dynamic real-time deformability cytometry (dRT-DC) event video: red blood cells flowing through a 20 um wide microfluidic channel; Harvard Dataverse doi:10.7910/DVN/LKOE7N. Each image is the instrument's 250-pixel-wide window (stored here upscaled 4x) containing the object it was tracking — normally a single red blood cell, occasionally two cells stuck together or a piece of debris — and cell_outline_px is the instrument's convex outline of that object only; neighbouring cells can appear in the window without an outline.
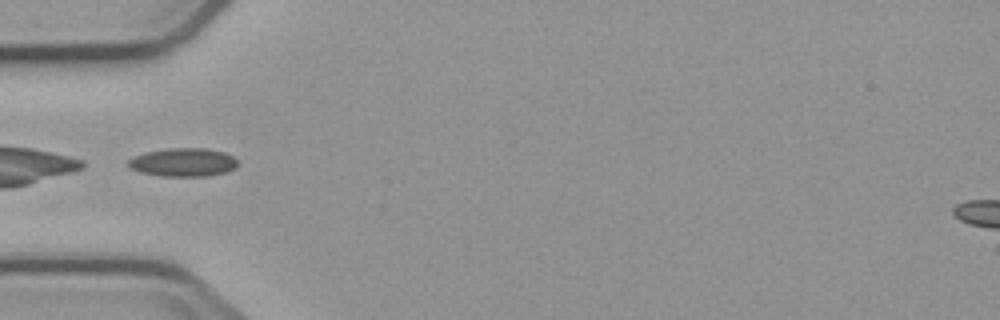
{"species": "common noctule bat (a hibernating species)", "species_latin": "Nyctalus noctula", "temperature_condition": "cold", "stored_images_in_passage": 6, "camera_frame_rate_fps": 3000, "um_per_image_px": 0.085, "animal": {"sex": "male", "body_mass_g": 23.1, "forearm_length_mm": 52.7}, "frame": {"image": 1, "passage_image": 5, "time_ms": 4.667, "image_size_px": [1000, 320], "cell_outline_px": [[240, 164], [236, 168], [228, 172], [208, 176], [160, 176], [140, 172], [128, 168], [128, 160], [144, 152], [168, 148], [204, 148], [224, 152], [232, 156]], "centroid_in_image_um": [15.59, 13.8], "position_along_channel_um": 69.4, "area_um2": 18.32}}
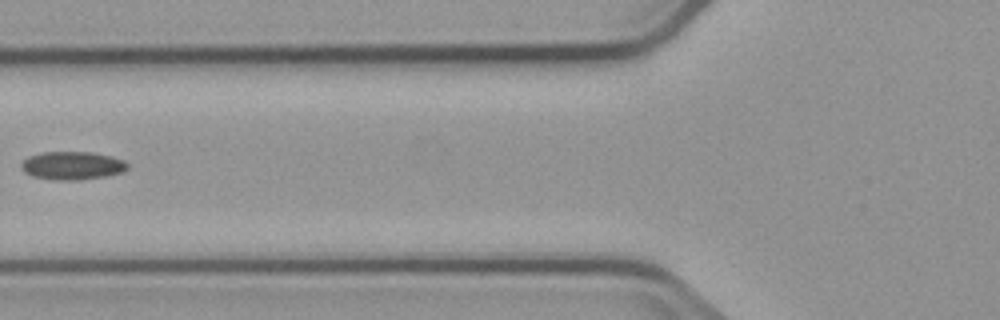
{"frame": {"image": 2, "passage_image": 6, "time_ms": 6.0, "image_size_px": [1000, 320], "cell_outline_px": [[128, 168], [124, 172], [104, 176], [80, 180], [52, 180], [32, 176], [24, 172], [20, 168], [20, 164], [28, 156], [40, 152], [92, 152], [112, 156], [124, 160], [128, 164]], "centroid_in_image_um": [6.13, 14.07], "position_along_channel_um": 119.7, "area_um2": 17.69}}